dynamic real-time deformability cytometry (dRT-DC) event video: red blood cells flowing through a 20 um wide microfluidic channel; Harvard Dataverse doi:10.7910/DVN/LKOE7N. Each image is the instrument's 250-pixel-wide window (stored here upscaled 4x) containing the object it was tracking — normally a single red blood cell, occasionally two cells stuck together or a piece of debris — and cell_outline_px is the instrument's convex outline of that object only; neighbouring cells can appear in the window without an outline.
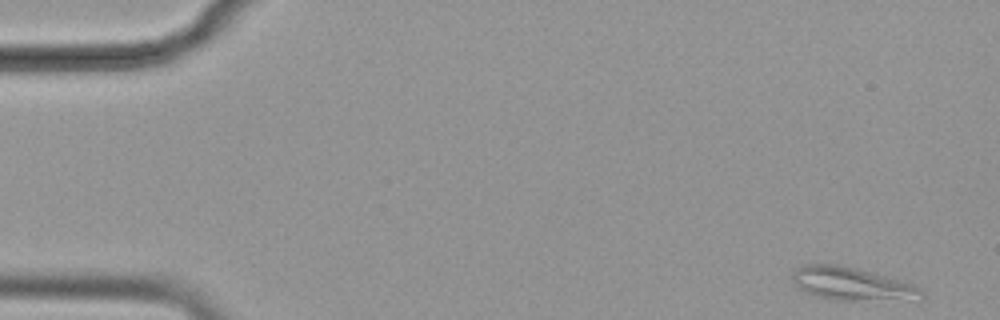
{"species": "common noctule bat (a hibernating species)", "species_latin": "Nyctalus noctula", "temperature_condition": "cold", "stored_images_in_passage": 55, "camera_frame_rate_fps": 3000, "um_per_image_px": 0.085, "animal": {"sex": "female", "body_mass_g": 19.9}, "frame": {"image": 1, "passage_image": 1, "time_ms": 0.0, "image_size_px": [1000, 320], "cell_outline_px": [[924, 300], [832, 300], [816, 296], [800, 288], [792, 280], [792, 268], [804, 264], [836, 264], [856, 268], [912, 284], [920, 288], [924, 292]], "centroid_in_image_um": [72.41, 24.14], "position_along_channel_um": 12.6, "area_um2": 24.91}}
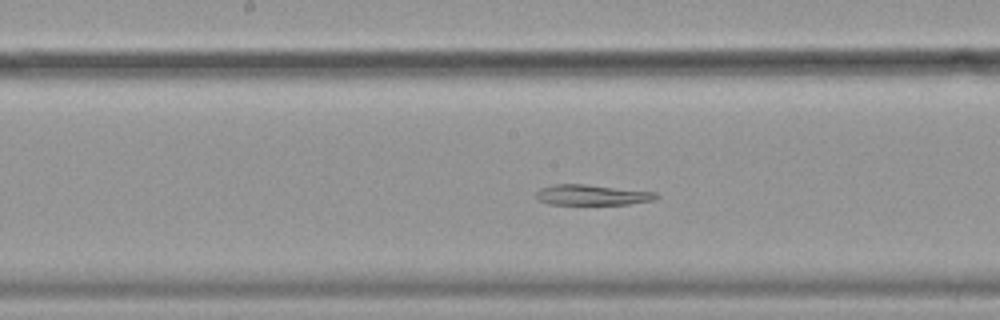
{"frame": {"image": 2, "passage_image": 27, "time_ms": 8.667, "image_size_px": [1000, 320], "cell_outline_px": [[660, 196], [656, 200], [628, 204], [548, 204], [536, 200], [536, 192], [540, 188], [556, 184], [584, 184], [656, 192]], "centroid_in_image_um": [50.32, 16.57], "position_along_channel_um": 197.9, "area_um2": 14.39}}
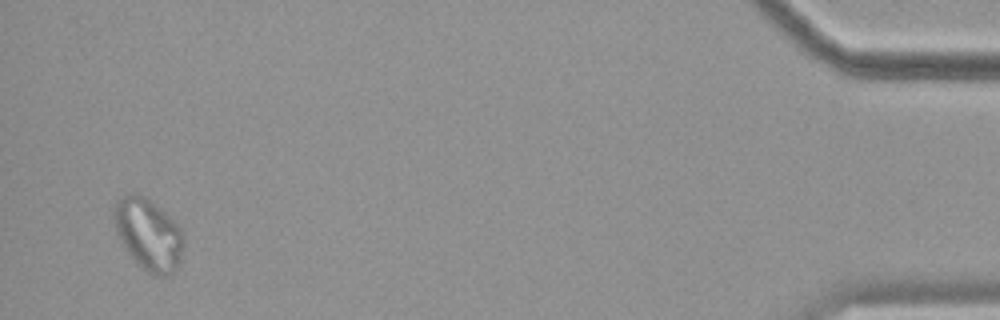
{"frame": {"image": 3, "passage_image": 53, "time_ms": 17.333, "image_size_px": [1000, 320], "cell_outline_px": [[184, 244], [180, 268], [168, 276], [156, 276], [148, 272], [124, 248], [116, 232], [116, 204], [120, 196], [128, 192], [144, 196], [156, 204], [180, 228]], "centroid_in_image_um": [12.66, 19.95], "position_along_channel_um": 422.5, "area_um2": 28.67}}